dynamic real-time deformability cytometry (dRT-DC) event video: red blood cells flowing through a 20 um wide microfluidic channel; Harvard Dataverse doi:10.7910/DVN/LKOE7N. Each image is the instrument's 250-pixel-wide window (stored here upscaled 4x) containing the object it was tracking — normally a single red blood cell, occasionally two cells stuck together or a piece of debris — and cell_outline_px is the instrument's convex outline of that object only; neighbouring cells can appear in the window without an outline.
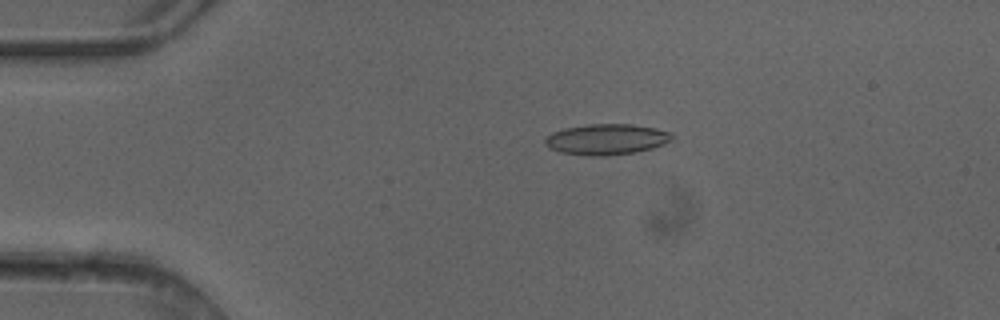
{"species": "common noctule bat (a hibernating species)", "species_latin": "Nyctalus noctula", "temperature_condition": "cold", "stored_images_in_passage": 4, "camera_frame_rate_fps": 3000, "um_per_image_px": 0.085, "animal": {"sex": "female"}, "frame": {"image": 1, "passage_image": 3, "time_ms": 0.667, "image_size_px": [1000, 320], "cell_outline_px": [[676, 136], [664, 144], [652, 148], [636, 152], [604, 156], [588, 156], [560, 152], [548, 148], [544, 144], [544, 136], [552, 132], [564, 128], [588, 124], [632, 124], [656, 128], [672, 132]], "centroid_in_image_um": [51.53, 11.84], "position_along_channel_um": 33.5, "area_um2": 23.12}}